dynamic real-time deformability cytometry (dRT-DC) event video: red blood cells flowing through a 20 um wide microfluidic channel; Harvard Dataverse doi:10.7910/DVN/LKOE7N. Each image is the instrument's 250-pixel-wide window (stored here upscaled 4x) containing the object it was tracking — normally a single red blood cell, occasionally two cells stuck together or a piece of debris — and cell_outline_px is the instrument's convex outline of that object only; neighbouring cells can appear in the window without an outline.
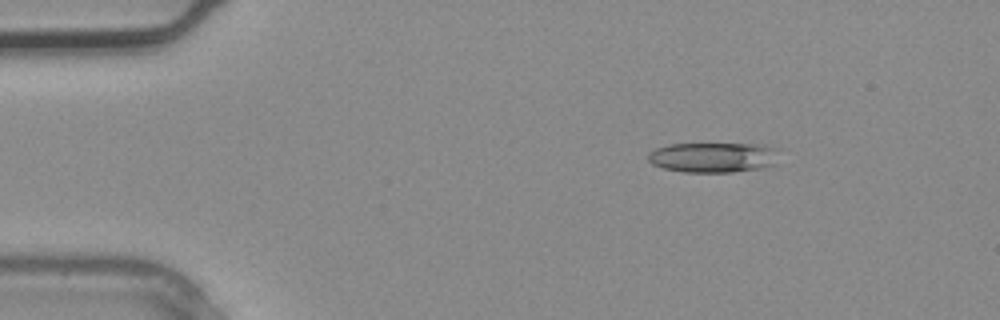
{"species": "common noctule bat (a hibernating species)", "species_latin": "Nyctalus noctula", "temperature_condition": "warm", "stored_images_in_passage": 1, "camera_frame_rate_fps": 3000, "um_per_image_px": 0.085, "animal": {"sex": "male", "body_mass_g": 20.4}, "frame": {"image": 1, "passage_image": 1, "time_ms": 0.0, "image_size_px": [1000, 320], "cell_outline_px": [[780, 148], [776, 164], [764, 168], [732, 172], [684, 172], [664, 168], [652, 164], [648, 160], [648, 152], [656, 148], [668, 144], [764, 144]], "centroid_in_image_um": [60.69, 13.37], "position_along_channel_um": 24.3, "area_um2": 23.41}}